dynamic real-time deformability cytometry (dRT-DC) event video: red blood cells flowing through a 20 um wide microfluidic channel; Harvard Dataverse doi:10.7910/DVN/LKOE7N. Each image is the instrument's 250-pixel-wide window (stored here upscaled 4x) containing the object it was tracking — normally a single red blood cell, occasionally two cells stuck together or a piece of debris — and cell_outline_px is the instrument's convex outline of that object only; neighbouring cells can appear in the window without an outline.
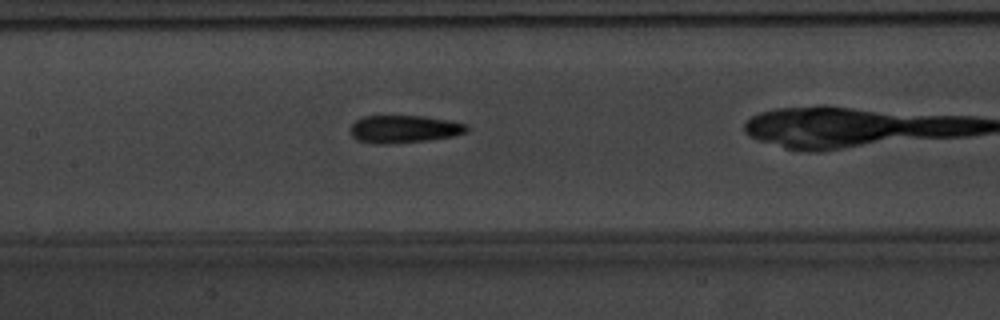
{"species": "common noctule bat (a hibernating species)", "species_latin": "Nyctalus noctula", "temperature_condition": "warm", "stored_images_in_passage": 40, "camera_frame_rate_fps": 3000, "um_per_image_px": 0.085, "animal": {"sex": "male", "body_mass_g": 20.1, "forearm_length_mm": 53.5}, "frame": {"image": 1, "passage_image": 23, "time_ms": 7.333, "image_size_px": [1000, 320], "cell_outline_px": [[468, 132], [456, 136], [428, 140], [392, 144], [372, 144], [356, 140], [348, 132], [348, 128], [356, 120], [364, 116], [424, 116], [468, 124]], "centroid_in_image_um": [34.31, 10.99], "position_along_channel_um": 173.1, "area_um2": 19.13}}
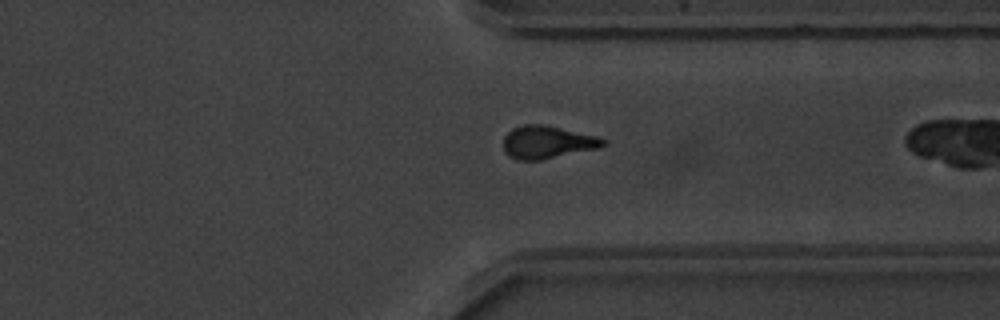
{"frame": {"image": 2, "passage_image": 38, "time_ms": 12.333, "image_size_px": [1000, 320], "cell_outline_px": [[608, 144], [600, 148], [540, 160], [516, 160], [508, 156], [504, 152], [504, 136], [512, 128], [524, 124], [544, 124], [596, 136], [608, 140]], "centroid_in_image_um": [46.53, 12.09], "position_along_channel_um": 364.9, "area_um2": 19.25}}